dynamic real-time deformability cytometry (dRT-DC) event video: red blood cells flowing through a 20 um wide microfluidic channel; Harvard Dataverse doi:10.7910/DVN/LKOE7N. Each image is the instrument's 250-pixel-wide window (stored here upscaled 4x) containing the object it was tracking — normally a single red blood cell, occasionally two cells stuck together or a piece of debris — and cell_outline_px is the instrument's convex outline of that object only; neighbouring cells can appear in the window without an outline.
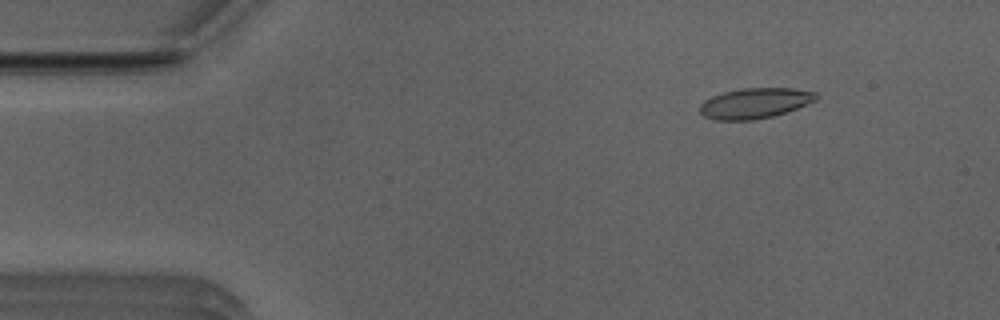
{"species": "Egyptian fruit bat (a non-hibernating species)", "species_latin": "Rousettus aegyptiacus", "temperature_condition": "room temperature", "stored_images_in_passage": 51, "camera_frame_rate_fps": 3000, "um_per_image_px": 0.085, "animal": {"sex": "male"}, "frame": {"image": 1, "passage_image": 5, "time_ms": 1.333, "image_size_px": [1000, 320], "cell_outline_px": [[816, 100], [796, 108], [772, 116], [752, 120], [716, 120], [704, 116], [700, 112], [700, 104], [704, 100], [712, 96], [724, 92], [744, 88], [792, 88], [816, 92]], "centroid_in_image_um": [64.13, 8.77], "position_along_channel_um": 20.9, "area_um2": 20.35}}
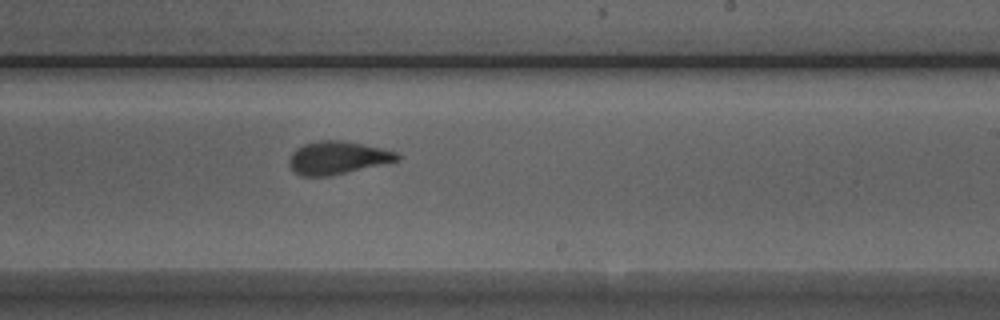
{"frame": {"image": 2, "passage_image": 29, "time_ms": 9.333, "image_size_px": [1000, 320], "cell_outline_px": [[400, 160], [332, 176], [300, 176], [288, 164], [288, 160], [292, 152], [296, 148], [304, 144], [320, 140], [340, 140], [364, 144], [396, 152], [400, 156]], "centroid_in_image_um": [28.67, 13.41], "position_along_channel_um": 260.3, "area_um2": 20.75}}
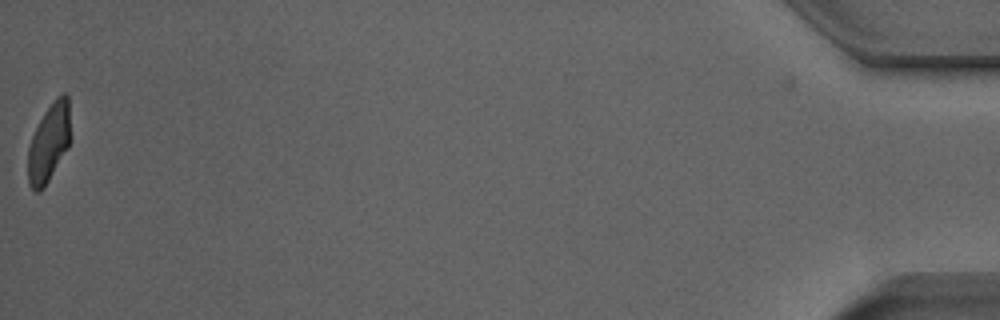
{"frame": {"image": 3, "passage_image": 50, "time_ms": 16.333, "image_size_px": [1000, 320], "cell_outline_px": [[68, 148], [44, 188], [40, 192], [36, 192], [28, 184], [28, 148], [32, 136], [44, 112], [56, 96], [64, 92], [68, 96]], "centroid_in_image_um": [4.13, 12.16], "position_along_channel_um": 431.1, "area_um2": 19.02}, "authors_computed_cell_mechanics": {"area_um2": 20.7502, "velocity_mm_per_s": 3.9664, "shape_relaxation_time_tau1_ms": 4.1331, "shape_relaxation_time_tau2_ms": 1.1743, "deformation_change_tau1": 0.1603, "deformation_change_tau2": 0.0807}}